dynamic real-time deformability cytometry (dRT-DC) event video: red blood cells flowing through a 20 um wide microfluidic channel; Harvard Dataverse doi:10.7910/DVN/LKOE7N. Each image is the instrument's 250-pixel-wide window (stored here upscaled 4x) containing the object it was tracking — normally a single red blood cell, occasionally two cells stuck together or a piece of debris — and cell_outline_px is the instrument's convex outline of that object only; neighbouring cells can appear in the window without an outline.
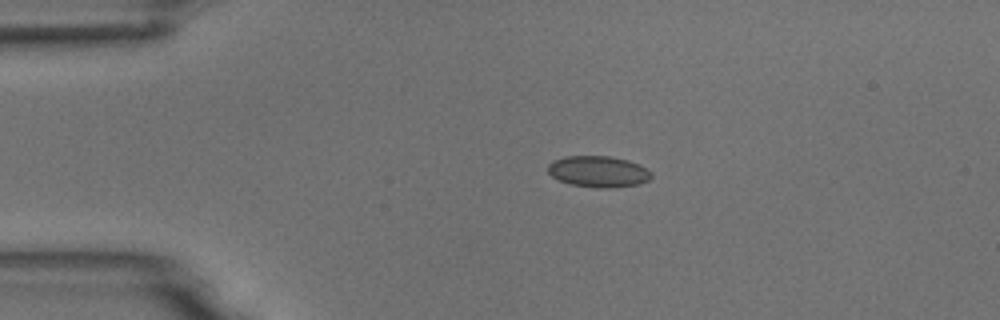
{"species": "common noctule bat (a hibernating species)", "species_latin": "Nyctalus noctula", "temperature_condition": "room temperature", "stored_images_in_passage": 2, "camera_frame_rate_fps": 3000, "um_per_image_px": 0.085, "animal": {"sex": "male", "body_mass_g": 18.8}, "frame": {"image": 1, "passage_image": 1, "time_ms": 0.0, "image_size_px": [1000, 320], "cell_outline_px": [[652, 176], [648, 180], [640, 184], [612, 188], [596, 188], [572, 184], [560, 180], [552, 176], [548, 172], [548, 164], [552, 160], [564, 156], [608, 156], [628, 160], [640, 164], [652, 172]], "centroid_in_image_um": [50.87, 14.58], "position_along_channel_um": 34.1, "area_um2": 18.96}}